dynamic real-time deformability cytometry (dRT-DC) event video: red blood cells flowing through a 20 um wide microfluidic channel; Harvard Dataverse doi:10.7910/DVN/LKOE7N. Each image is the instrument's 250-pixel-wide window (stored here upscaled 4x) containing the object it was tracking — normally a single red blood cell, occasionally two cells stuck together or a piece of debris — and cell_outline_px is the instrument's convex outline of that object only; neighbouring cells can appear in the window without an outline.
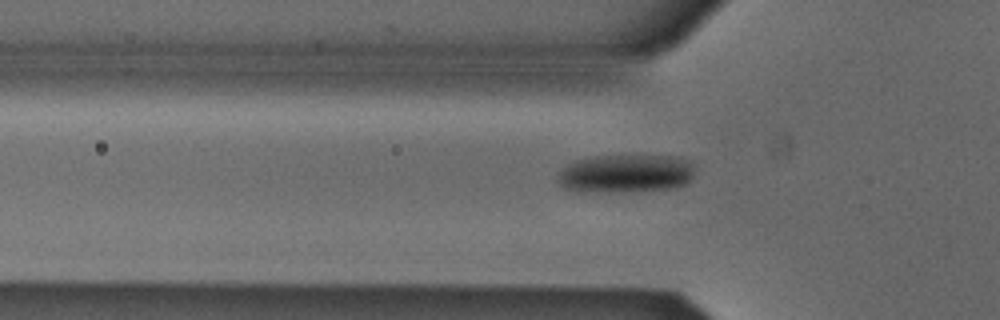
{"species": "Egyptian fruit bat (a non-hibernating species)", "species_latin": "Rousettus aegyptiacus", "temperature_condition": "cold", "stored_images_in_passage": 44, "camera_frame_rate_fps": 3000, "um_per_image_px": 0.085, "animal": {"sex": "male"}, "frame": {"image": 1, "passage_image": 16, "time_ms": 5.0, "image_size_px": [1000, 320], "cell_outline_px": [[692, 176], [684, 184], [668, 188], [608, 192], [580, 192], [564, 188], [556, 180], [560, 172], [568, 164], [576, 160], [592, 156], [680, 156], [692, 160]], "centroid_in_image_um": [53.14, 14.74], "position_along_channel_um": 72.7, "area_um2": 30.4}}
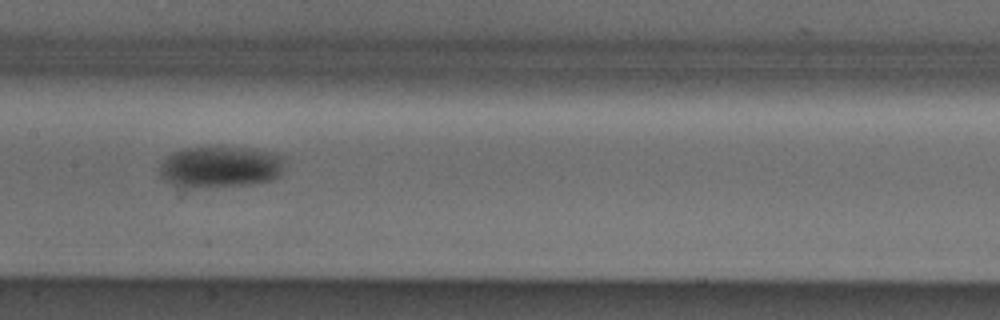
{"frame": {"image": 2, "passage_image": 25, "time_ms": 8.0, "image_size_px": [1000, 320], "cell_outline_px": [[284, 160], [280, 176], [272, 180], [252, 184], [192, 188], [176, 188], [164, 180], [160, 176], [160, 164], [172, 152], [184, 148], [256, 148], [280, 156]], "centroid_in_image_um": [18.68, 14.21], "position_along_channel_um": 188.7, "area_um2": 30.29}}
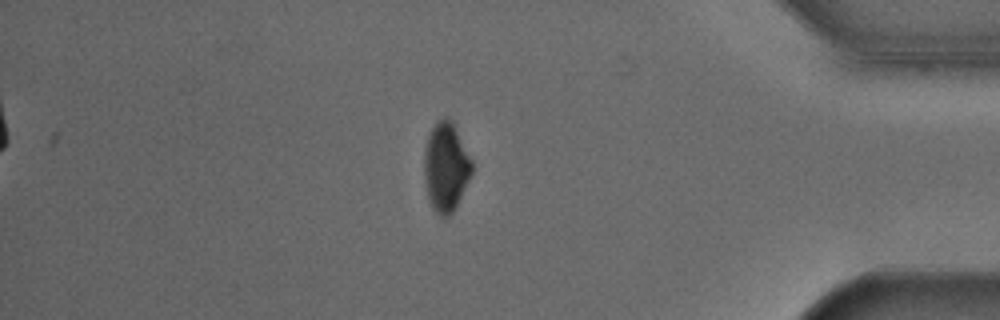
{"frame": {"image": 3, "passage_image": 44, "time_ms": 14.333, "image_size_px": [1000, 320], "cell_outline_px": [[472, 172], [452, 212], [448, 216], [440, 216], [432, 208], [428, 200], [424, 176], [424, 152], [428, 136], [432, 128], [444, 116], [448, 116], [452, 120], [472, 160]], "centroid_in_image_um": [37.88, 14.17], "position_along_channel_um": 397.3, "area_um2": 24.45}, "authors_computed_cell_mechanics": {"area_um2": 28.611, "velocity_mm_per_s": 3.86, "shape_relaxation_time_tau1_ms": 3.5682, "shape_relaxation_time_tau2_ms": null, "deformation_change_tau1": 0.0946, "deformation_change_tau2": null}}